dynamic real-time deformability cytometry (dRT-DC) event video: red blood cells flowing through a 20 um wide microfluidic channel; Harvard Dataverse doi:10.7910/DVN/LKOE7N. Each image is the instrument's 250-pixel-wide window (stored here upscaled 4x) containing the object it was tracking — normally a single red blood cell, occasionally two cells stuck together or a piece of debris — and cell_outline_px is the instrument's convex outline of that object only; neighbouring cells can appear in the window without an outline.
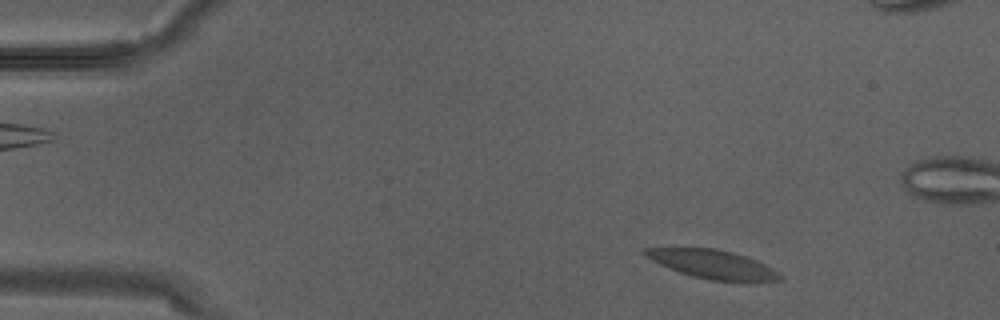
{"species": "Egyptian fruit bat (a non-hibernating species)", "species_latin": "Rousettus aegyptiacus", "temperature_condition": "warm", "stored_images_in_passage": 2, "camera_frame_rate_fps": 3000, "um_per_image_px": 0.085, "animal": {"sex": "male"}, "frame": {"image": 1, "passage_image": 2, "time_ms": 0.333, "image_size_px": [1000, 320], "cell_outline_px": [[784, 276], [780, 280], [756, 284], [744, 284], [712, 280], [692, 276], [680, 272], [660, 264], [644, 256], [640, 252], [640, 248], [716, 248], [732, 252], [756, 260], [772, 268]], "centroid_in_image_um": [60.65, 22.51], "position_along_channel_um": 24.3, "area_um2": 23.24}}